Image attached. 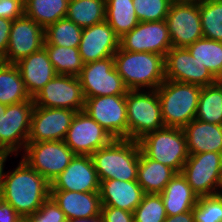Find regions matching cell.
Segmentation results:
<instances>
[{"label":"cell","instance_id":"cell-1","mask_svg":"<svg viewBox=\"0 0 222 222\" xmlns=\"http://www.w3.org/2000/svg\"><path fill=\"white\" fill-rule=\"evenodd\" d=\"M51 184L22 159L4 176L0 197L20 216L34 214L50 197Z\"/></svg>","mask_w":222,"mask_h":222},{"label":"cell","instance_id":"cell-2","mask_svg":"<svg viewBox=\"0 0 222 222\" xmlns=\"http://www.w3.org/2000/svg\"><path fill=\"white\" fill-rule=\"evenodd\" d=\"M113 57L115 68L128 90L145 87L154 90L165 81V57L162 55L119 48Z\"/></svg>","mask_w":222,"mask_h":222},{"label":"cell","instance_id":"cell-3","mask_svg":"<svg viewBox=\"0 0 222 222\" xmlns=\"http://www.w3.org/2000/svg\"><path fill=\"white\" fill-rule=\"evenodd\" d=\"M140 153L138 141L131 139H114L95 151L91 158L100 182L111 179L136 181Z\"/></svg>","mask_w":222,"mask_h":222},{"label":"cell","instance_id":"cell-4","mask_svg":"<svg viewBox=\"0 0 222 222\" xmlns=\"http://www.w3.org/2000/svg\"><path fill=\"white\" fill-rule=\"evenodd\" d=\"M156 90L166 127L183 129L195 119L202 87L165 79Z\"/></svg>","mask_w":222,"mask_h":222},{"label":"cell","instance_id":"cell-5","mask_svg":"<svg viewBox=\"0 0 222 222\" xmlns=\"http://www.w3.org/2000/svg\"><path fill=\"white\" fill-rule=\"evenodd\" d=\"M141 152L150 159L182 172L188 159L187 143L182 128L164 126L138 140Z\"/></svg>","mask_w":222,"mask_h":222},{"label":"cell","instance_id":"cell-6","mask_svg":"<svg viewBox=\"0 0 222 222\" xmlns=\"http://www.w3.org/2000/svg\"><path fill=\"white\" fill-rule=\"evenodd\" d=\"M128 90L125 95L128 139L138 141L165 126L157 90Z\"/></svg>","mask_w":222,"mask_h":222},{"label":"cell","instance_id":"cell-7","mask_svg":"<svg viewBox=\"0 0 222 222\" xmlns=\"http://www.w3.org/2000/svg\"><path fill=\"white\" fill-rule=\"evenodd\" d=\"M181 173L198 197L219 194L222 189V153L189 155Z\"/></svg>","mask_w":222,"mask_h":222},{"label":"cell","instance_id":"cell-8","mask_svg":"<svg viewBox=\"0 0 222 222\" xmlns=\"http://www.w3.org/2000/svg\"><path fill=\"white\" fill-rule=\"evenodd\" d=\"M24 152L22 159L50 184L75 156L64 141L27 143Z\"/></svg>","mask_w":222,"mask_h":222},{"label":"cell","instance_id":"cell-9","mask_svg":"<svg viewBox=\"0 0 222 222\" xmlns=\"http://www.w3.org/2000/svg\"><path fill=\"white\" fill-rule=\"evenodd\" d=\"M166 22L172 47L187 48L203 38L199 0L173 1Z\"/></svg>","mask_w":222,"mask_h":222},{"label":"cell","instance_id":"cell-10","mask_svg":"<svg viewBox=\"0 0 222 222\" xmlns=\"http://www.w3.org/2000/svg\"><path fill=\"white\" fill-rule=\"evenodd\" d=\"M78 77L85 98L126 95L128 92L115 68L114 57H107L84 64Z\"/></svg>","mask_w":222,"mask_h":222},{"label":"cell","instance_id":"cell-11","mask_svg":"<svg viewBox=\"0 0 222 222\" xmlns=\"http://www.w3.org/2000/svg\"><path fill=\"white\" fill-rule=\"evenodd\" d=\"M84 111L114 139H128L125 95L85 98Z\"/></svg>","mask_w":222,"mask_h":222},{"label":"cell","instance_id":"cell-12","mask_svg":"<svg viewBox=\"0 0 222 222\" xmlns=\"http://www.w3.org/2000/svg\"><path fill=\"white\" fill-rule=\"evenodd\" d=\"M35 106L83 111L85 97L79 77L57 74L33 98Z\"/></svg>","mask_w":222,"mask_h":222},{"label":"cell","instance_id":"cell-13","mask_svg":"<svg viewBox=\"0 0 222 222\" xmlns=\"http://www.w3.org/2000/svg\"><path fill=\"white\" fill-rule=\"evenodd\" d=\"M114 138L84 110L75 114L64 138L75 155H92L110 144Z\"/></svg>","mask_w":222,"mask_h":222},{"label":"cell","instance_id":"cell-14","mask_svg":"<svg viewBox=\"0 0 222 222\" xmlns=\"http://www.w3.org/2000/svg\"><path fill=\"white\" fill-rule=\"evenodd\" d=\"M120 48L131 52H149L166 56L172 48L166 20L139 22L120 38Z\"/></svg>","mask_w":222,"mask_h":222},{"label":"cell","instance_id":"cell-15","mask_svg":"<svg viewBox=\"0 0 222 222\" xmlns=\"http://www.w3.org/2000/svg\"><path fill=\"white\" fill-rule=\"evenodd\" d=\"M34 101H23L7 106L0 119V148L9 152L25 150L30 129Z\"/></svg>","mask_w":222,"mask_h":222},{"label":"cell","instance_id":"cell-16","mask_svg":"<svg viewBox=\"0 0 222 222\" xmlns=\"http://www.w3.org/2000/svg\"><path fill=\"white\" fill-rule=\"evenodd\" d=\"M77 111L34 106L27 143L63 141Z\"/></svg>","mask_w":222,"mask_h":222},{"label":"cell","instance_id":"cell-17","mask_svg":"<svg viewBox=\"0 0 222 222\" xmlns=\"http://www.w3.org/2000/svg\"><path fill=\"white\" fill-rule=\"evenodd\" d=\"M165 79L205 87L216 78L187 48L172 47L165 56Z\"/></svg>","mask_w":222,"mask_h":222},{"label":"cell","instance_id":"cell-18","mask_svg":"<svg viewBox=\"0 0 222 222\" xmlns=\"http://www.w3.org/2000/svg\"><path fill=\"white\" fill-rule=\"evenodd\" d=\"M44 28L26 15L13 21L4 56L6 63H17L44 46Z\"/></svg>","mask_w":222,"mask_h":222},{"label":"cell","instance_id":"cell-19","mask_svg":"<svg viewBox=\"0 0 222 222\" xmlns=\"http://www.w3.org/2000/svg\"><path fill=\"white\" fill-rule=\"evenodd\" d=\"M100 179L90 155H75L51 183L50 190L100 192Z\"/></svg>","mask_w":222,"mask_h":222},{"label":"cell","instance_id":"cell-20","mask_svg":"<svg viewBox=\"0 0 222 222\" xmlns=\"http://www.w3.org/2000/svg\"><path fill=\"white\" fill-rule=\"evenodd\" d=\"M119 48L120 37L106 20L83 28L79 53L84 64L113 57Z\"/></svg>","mask_w":222,"mask_h":222},{"label":"cell","instance_id":"cell-21","mask_svg":"<svg viewBox=\"0 0 222 222\" xmlns=\"http://www.w3.org/2000/svg\"><path fill=\"white\" fill-rule=\"evenodd\" d=\"M15 65L31 98L57 75L44 47L20 59Z\"/></svg>","mask_w":222,"mask_h":222},{"label":"cell","instance_id":"cell-22","mask_svg":"<svg viewBox=\"0 0 222 222\" xmlns=\"http://www.w3.org/2000/svg\"><path fill=\"white\" fill-rule=\"evenodd\" d=\"M50 197L64 212L67 220L101 215L102 204L99 192L50 190Z\"/></svg>","mask_w":222,"mask_h":222},{"label":"cell","instance_id":"cell-23","mask_svg":"<svg viewBox=\"0 0 222 222\" xmlns=\"http://www.w3.org/2000/svg\"><path fill=\"white\" fill-rule=\"evenodd\" d=\"M99 193L102 206H112L132 213L145 194L137 180L120 181L117 179L101 181Z\"/></svg>","mask_w":222,"mask_h":222},{"label":"cell","instance_id":"cell-24","mask_svg":"<svg viewBox=\"0 0 222 222\" xmlns=\"http://www.w3.org/2000/svg\"><path fill=\"white\" fill-rule=\"evenodd\" d=\"M188 154L222 153V125L193 119L183 128Z\"/></svg>","mask_w":222,"mask_h":222},{"label":"cell","instance_id":"cell-25","mask_svg":"<svg viewBox=\"0 0 222 222\" xmlns=\"http://www.w3.org/2000/svg\"><path fill=\"white\" fill-rule=\"evenodd\" d=\"M160 195L167 216L192 211L199 198L181 172L172 177Z\"/></svg>","mask_w":222,"mask_h":222},{"label":"cell","instance_id":"cell-26","mask_svg":"<svg viewBox=\"0 0 222 222\" xmlns=\"http://www.w3.org/2000/svg\"><path fill=\"white\" fill-rule=\"evenodd\" d=\"M175 174L172 168L140 153L137 182L145 194H161Z\"/></svg>","mask_w":222,"mask_h":222},{"label":"cell","instance_id":"cell-27","mask_svg":"<svg viewBox=\"0 0 222 222\" xmlns=\"http://www.w3.org/2000/svg\"><path fill=\"white\" fill-rule=\"evenodd\" d=\"M32 100L18 67L12 63L3 64L0 68V103L8 106Z\"/></svg>","mask_w":222,"mask_h":222},{"label":"cell","instance_id":"cell-28","mask_svg":"<svg viewBox=\"0 0 222 222\" xmlns=\"http://www.w3.org/2000/svg\"><path fill=\"white\" fill-rule=\"evenodd\" d=\"M69 0H25V15L44 29L65 18Z\"/></svg>","mask_w":222,"mask_h":222},{"label":"cell","instance_id":"cell-29","mask_svg":"<svg viewBox=\"0 0 222 222\" xmlns=\"http://www.w3.org/2000/svg\"><path fill=\"white\" fill-rule=\"evenodd\" d=\"M133 0H106V21L121 38L139 24Z\"/></svg>","mask_w":222,"mask_h":222},{"label":"cell","instance_id":"cell-30","mask_svg":"<svg viewBox=\"0 0 222 222\" xmlns=\"http://www.w3.org/2000/svg\"><path fill=\"white\" fill-rule=\"evenodd\" d=\"M66 17L82 28L100 23L106 19V0H69Z\"/></svg>","mask_w":222,"mask_h":222},{"label":"cell","instance_id":"cell-31","mask_svg":"<svg viewBox=\"0 0 222 222\" xmlns=\"http://www.w3.org/2000/svg\"><path fill=\"white\" fill-rule=\"evenodd\" d=\"M56 74L72 75L81 74L84 63L81 59L79 48L44 45Z\"/></svg>","mask_w":222,"mask_h":222},{"label":"cell","instance_id":"cell-32","mask_svg":"<svg viewBox=\"0 0 222 222\" xmlns=\"http://www.w3.org/2000/svg\"><path fill=\"white\" fill-rule=\"evenodd\" d=\"M187 49L215 78L222 75V42L203 37Z\"/></svg>","mask_w":222,"mask_h":222},{"label":"cell","instance_id":"cell-33","mask_svg":"<svg viewBox=\"0 0 222 222\" xmlns=\"http://www.w3.org/2000/svg\"><path fill=\"white\" fill-rule=\"evenodd\" d=\"M195 119L222 125V89L217 83L202 87Z\"/></svg>","mask_w":222,"mask_h":222},{"label":"cell","instance_id":"cell-34","mask_svg":"<svg viewBox=\"0 0 222 222\" xmlns=\"http://www.w3.org/2000/svg\"><path fill=\"white\" fill-rule=\"evenodd\" d=\"M82 30L67 17L62 18L44 29V45L79 48Z\"/></svg>","mask_w":222,"mask_h":222},{"label":"cell","instance_id":"cell-35","mask_svg":"<svg viewBox=\"0 0 222 222\" xmlns=\"http://www.w3.org/2000/svg\"><path fill=\"white\" fill-rule=\"evenodd\" d=\"M203 37L222 42V0H199Z\"/></svg>","mask_w":222,"mask_h":222},{"label":"cell","instance_id":"cell-36","mask_svg":"<svg viewBox=\"0 0 222 222\" xmlns=\"http://www.w3.org/2000/svg\"><path fill=\"white\" fill-rule=\"evenodd\" d=\"M134 222H164L167 213L160 194H144L133 212Z\"/></svg>","mask_w":222,"mask_h":222},{"label":"cell","instance_id":"cell-37","mask_svg":"<svg viewBox=\"0 0 222 222\" xmlns=\"http://www.w3.org/2000/svg\"><path fill=\"white\" fill-rule=\"evenodd\" d=\"M192 212L194 222H222V193L199 197Z\"/></svg>","mask_w":222,"mask_h":222},{"label":"cell","instance_id":"cell-38","mask_svg":"<svg viewBox=\"0 0 222 222\" xmlns=\"http://www.w3.org/2000/svg\"><path fill=\"white\" fill-rule=\"evenodd\" d=\"M172 0H133L139 22L166 20Z\"/></svg>","mask_w":222,"mask_h":222},{"label":"cell","instance_id":"cell-39","mask_svg":"<svg viewBox=\"0 0 222 222\" xmlns=\"http://www.w3.org/2000/svg\"><path fill=\"white\" fill-rule=\"evenodd\" d=\"M30 217L33 222H67L64 212L51 197Z\"/></svg>","mask_w":222,"mask_h":222},{"label":"cell","instance_id":"cell-40","mask_svg":"<svg viewBox=\"0 0 222 222\" xmlns=\"http://www.w3.org/2000/svg\"><path fill=\"white\" fill-rule=\"evenodd\" d=\"M25 15V0H1L0 17L14 21Z\"/></svg>","mask_w":222,"mask_h":222},{"label":"cell","instance_id":"cell-41","mask_svg":"<svg viewBox=\"0 0 222 222\" xmlns=\"http://www.w3.org/2000/svg\"><path fill=\"white\" fill-rule=\"evenodd\" d=\"M101 217L104 222H134V215L132 212L112 206H102Z\"/></svg>","mask_w":222,"mask_h":222},{"label":"cell","instance_id":"cell-42","mask_svg":"<svg viewBox=\"0 0 222 222\" xmlns=\"http://www.w3.org/2000/svg\"><path fill=\"white\" fill-rule=\"evenodd\" d=\"M13 21L0 17V54L5 56Z\"/></svg>","mask_w":222,"mask_h":222},{"label":"cell","instance_id":"cell-43","mask_svg":"<svg viewBox=\"0 0 222 222\" xmlns=\"http://www.w3.org/2000/svg\"><path fill=\"white\" fill-rule=\"evenodd\" d=\"M21 216L0 197V222H17Z\"/></svg>","mask_w":222,"mask_h":222},{"label":"cell","instance_id":"cell-44","mask_svg":"<svg viewBox=\"0 0 222 222\" xmlns=\"http://www.w3.org/2000/svg\"><path fill=\"white\" fill-rule=\"evenodd\" d=\"M164 222H194V215L192 211H188L174 216H167Z\"/></svg>","mask_w":222,"mask_h":222},{"label":"cell","instance_id":"cell-45","mask_svg":"<svg viewBox=\"0 0 222 222\" xmlns=\"http://www.w3.org/2000/svg\"><path fill=\"white\" fill-rule=\"evenodd\" d=\"M9 154H12L11 152L0 148V191H1V187L4 181V176L5 173L4 170V163L6 162L7 157L9 156Z\"/></svg>","mask_w":222,"mask_h":222},{"label":"cell","instance_id":"cell-46","mask_svg":"<svg viewBox=\"0 0 222 222\" xmlns=\"http://www.w3.org/2000/svg\"><path fill=\"white\" fill-rule=\"evenodd\" d=\"M67 222H104L101 215L96 217H89V218H73L68 219Z\"/></svg>","mask_w":222,"mask_h":222},{"label":"cell","instance_id":"cell-47","mask_svg":"<svg viewBox=\"0 0 222 222\" xmlns=\"http://www.w3.org/2000/svg\"><path fill=\"white\" fill-rule=\"evenodd\" d=\"M17 222H33L30 216H21Z\"/></svg>","mask_w":222,"mask_h":222},{"label":"cell","instance_id":"cell-48","mask_svg":"<svg viewBox=\"0 0 222 222\" xmlns=\"http://www.w3.org/2000/svg\"><path fill=\"white\" fill-rule=\"evenodd\" d=\"M6 108H7V105L0 103V119L2 118V115H4Z\"/></svg>","mask_w":222,"mask_h":222},{"label":"cell","instance_id":"cell-49","mask_svg":"<svg viewBox=\"0 0 222 222\" xmlns=\"http://www.w3.org/2000/svg\"><path fill=\"white\" fill-rule=\"evenodd\" d=\"M216 83L222 89V75H220L216 78Z\"/></svg>","mask_w":222,"mask_h":222},{"label":"cell","instance_id":"cell-50","mask_svg":"<svg viewBox=\"0 0 222 222\" xmlns=\"http://www.w3.org/2000/svg\"><path fill=\"white\" fill-rule=\"evenodd\" d=\"M5 59L4 56L2 54H0V68L2 67L3 64H5Z\"/></svg>","mask_w":222,"mask_h":222},{"label":"cell","instance_id":"cell-51","mask_svg":"<svg viewBox=\"0 0 222 222\" xmlns=\"http://www.w3.org/2000/svg\"><path fill=\"white\" fill-rule=\"evenodd\" d=\"M172 1H189V0H172Z\"/></svg>","mask_w":222,"mask_h":222}]
</instances>
